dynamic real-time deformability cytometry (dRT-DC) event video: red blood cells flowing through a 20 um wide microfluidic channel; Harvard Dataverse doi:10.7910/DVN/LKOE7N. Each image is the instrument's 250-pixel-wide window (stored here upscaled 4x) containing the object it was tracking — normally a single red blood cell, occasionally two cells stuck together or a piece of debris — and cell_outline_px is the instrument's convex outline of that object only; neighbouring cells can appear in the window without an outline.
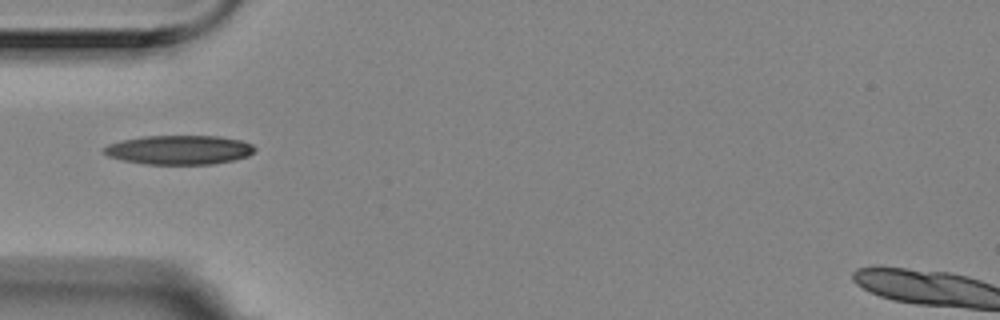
{"species": "Egyptian fruit bat (a non-hibernating species)", "species_latin": "Rousettus aegyptiacus", "temperature_condition": "room temperature", "stored_images_in_passage": 16, "segment_of_instrument_passage": [1, 2], "camera_frame_rate_fps": 3000, "um_per_image_px": 0.085, "animal": {"sex": "female"}, "frame": {"image": 1, "passage_image": 5, "time_ms": 1.333, "image_size_px": [1000, 320], "cell_outline_px": [[256, 148], [248, 156], [232, 160], [212, 164], [144, 164], [124, 160], [108, 156], [100, 152], [108, 144], [120, 140], [144, 136], [220, 136], [240, 140], [252, 144]], "centroid_in_image_um": [15.2, 12.73], "position_along_channel_um": 69.8, "area_um2": 25.66}}
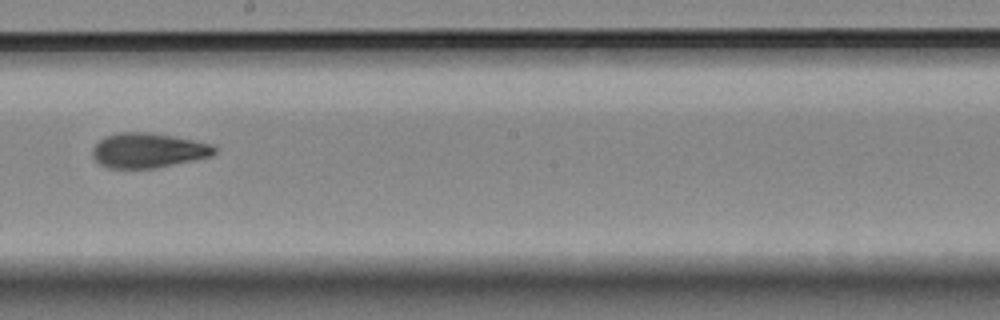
{"frame": {"image": 2, "passage_image": 9, "time_ms": 2.667, "image_size_px": [1000, 320], "cell_outline_px": [[216, 152], [212, 156], [156, 168], [108, 168], [100, 164], [92, 156], [92, 148], [100, 140], [108, 136], [120, 132], [148, 132], [172, 136], [192, 140], [208, 144], [216, 148]], "centroid_in_image_um": [12.56, 12.79], "position_along_channel_um": 235.6, "area_um2": 24.45}}
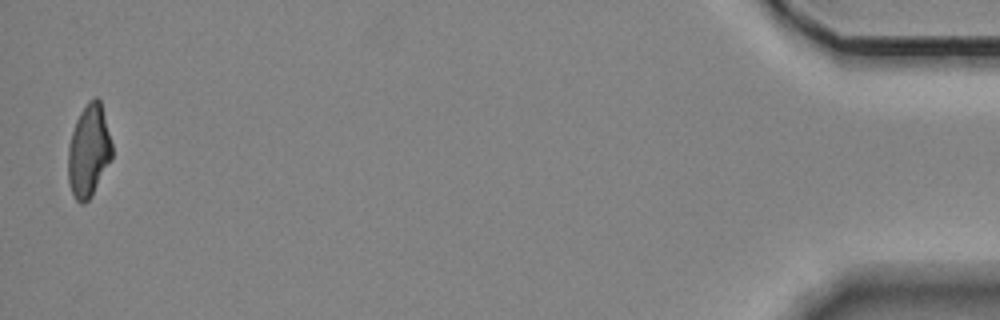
{"frame": {"image": 3, "passage_image": 15, "time_ms": 4.667, "image_size_px": [1000, 320], "cell_outline_px": [[112, 160], [92, 196], [84, 204], [80, 204], [76, 200], [68, 184], [68, 148], [72, 132], [76, 120], [80, 112], [88, 100], [92, 96], [96, 96], [100, 100], [112, 144]], "centroid_in_image_um": [7.54, 12.84], "position_along_channel_um": 427.7, "area_um2": 23.93}}